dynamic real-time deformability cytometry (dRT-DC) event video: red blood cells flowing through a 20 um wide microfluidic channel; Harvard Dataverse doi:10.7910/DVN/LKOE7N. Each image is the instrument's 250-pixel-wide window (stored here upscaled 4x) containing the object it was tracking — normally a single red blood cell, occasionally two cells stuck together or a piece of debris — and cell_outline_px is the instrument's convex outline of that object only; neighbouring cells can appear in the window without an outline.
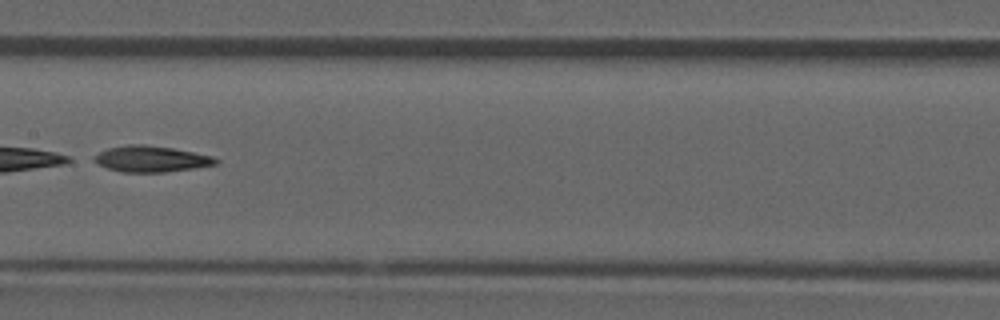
{"species": "common noctule bat (a hibernating species)", "species_latin": "Nyctalus noctula", "temperature_condition": "room temperature", "stored_images_in_passage": 9, "camera_frame_rate_fps": 3000, "um_per_image_px": 0.085, "animal": {"sex": "male", "forearm_length_mm": 52.5}, "frame": {"image": 1, "passage_image": 8, "time_ms": 2.333, "image_size_px": [1000, 320], "cell_outline_px": [[220, 160], [216, 164], [192, 168], [164, 172], [120, 172], [108, 168], [92, 160], [92, 156], [108, 148], [128, 144], [144, 144], [172, 148], [212, 156]], "centroid_in_image_um": [12.81, 13.5], "position_along_channel_um": 194.6, "area_um2": 18.32}}
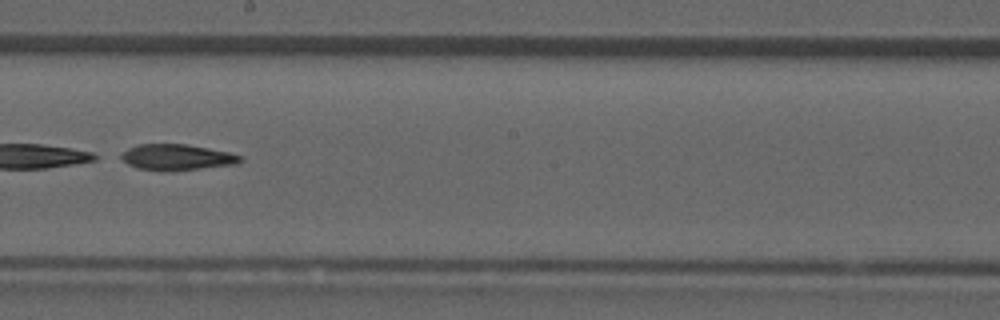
{"frame": {"image": 2, "passage_image": 9, "time_ms": 2.667, "image_size_px": [1000, 320], "cell_outline_px": [[244, 160], [236, 164], [172, 172], [164, 172], [136, 168], [128, 164], [116, 156], [128, 148], [136, 144], [184, 144], [208, 148], [228, 152], [244, 156]], "centroid_in_image_um": [14.99, 13.38], "position_along_channel_um": 233.2, "area_um2": 18.5}}